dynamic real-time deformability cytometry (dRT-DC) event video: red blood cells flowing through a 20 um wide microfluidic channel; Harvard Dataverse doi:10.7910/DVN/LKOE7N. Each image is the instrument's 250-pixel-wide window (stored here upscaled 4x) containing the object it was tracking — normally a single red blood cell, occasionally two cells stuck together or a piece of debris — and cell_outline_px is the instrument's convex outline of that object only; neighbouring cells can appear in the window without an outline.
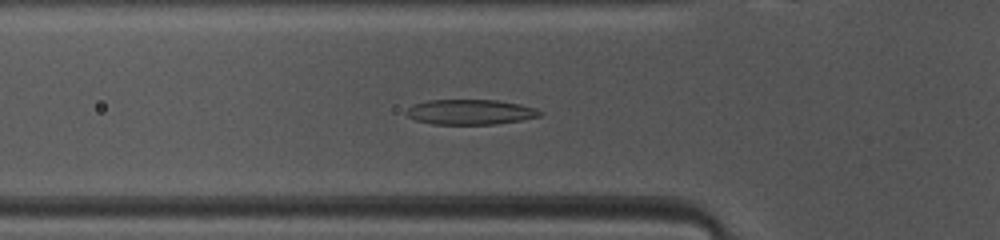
{"species": "common noctule bat (a hibernating species)", "species_latin": "Nyctalus noctula", "temperature_condition": "warm", "stored_images_in_passage": 40, "camera_frame_rate_fps": 3000, "um_per_image_px": 0.085, "animal": {"sex": "female", "body_mass_g": 10.0, "forearm_length_mm": 53.1}, "frame": {"image": 1, "passage_image": 7, "time_ms": 2.0, "image_size_px": [1000, 240], "cell_outline_px": [[544, 112], [540, 116], [520, 120], [492, 124], [432, 124], [416, 120], [408, 116], [404, 112], [412, 104], [428, 100], [496, 100], [520, 104], [536, 108]], "centroid_in_image_um": [39.96, 9.51], "position_along_channel_um": 85.8, "area_um2": 19.54}}
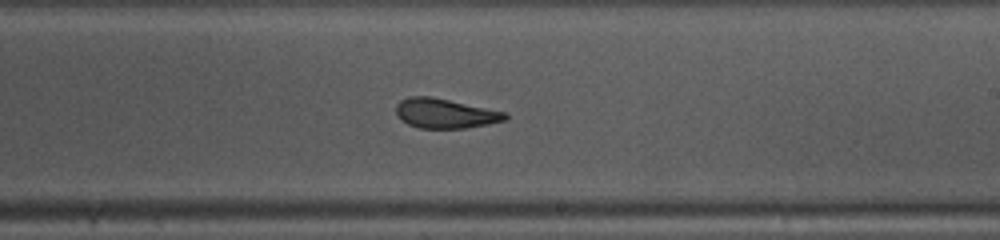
{"frame": {"image": 2, "passage_image": 19, "time_ms": 6.0, "image_size_px": [1000, 240], "cell_outline_px": [[508, 116], [504, 120], [488, 124], [464, 128], [416, 128], [400, 120], [396, 116], [396, 104], [400, 100], [408, 96], [432, 96], [508, 112]], "centroid_in_image_um": [37.8, 9.63], "position_along_channel_um": 251.2, "area_um2": 19.13}}
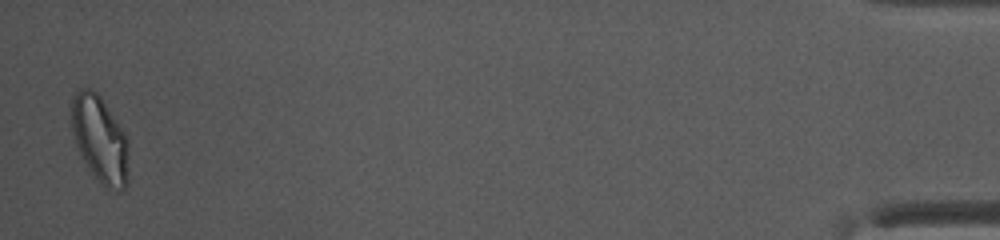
{"frame": {"image": 3, "passage_image": 39, "time_ms": 12.667, "image_size_px": [1000, 240], "cell_outline_px": [[128, 180], [124, 188], [104, 188], [92, 172], [84, 160], [76, 144], [72, 132], [72, 96], [80, 88], [92, 88], [100, 96], [124, 132], [128, 140]], "centroid_in_image_um": [8.5, 11.81], "position_along_channel_um": 426.7, "area_um2": 28.5}, "authors_computed_cell_mechanics": {"area_um2": 19.652, "velocity_mm_per_s": 4.1108, "shape_relaxation_time_tau1_ms": 9.9514, "shape_relaxation_time_tau2_ms": 2.2655, "deformation_change_tau1": 0.2736, "deformation_change_tau2": 0.097}}